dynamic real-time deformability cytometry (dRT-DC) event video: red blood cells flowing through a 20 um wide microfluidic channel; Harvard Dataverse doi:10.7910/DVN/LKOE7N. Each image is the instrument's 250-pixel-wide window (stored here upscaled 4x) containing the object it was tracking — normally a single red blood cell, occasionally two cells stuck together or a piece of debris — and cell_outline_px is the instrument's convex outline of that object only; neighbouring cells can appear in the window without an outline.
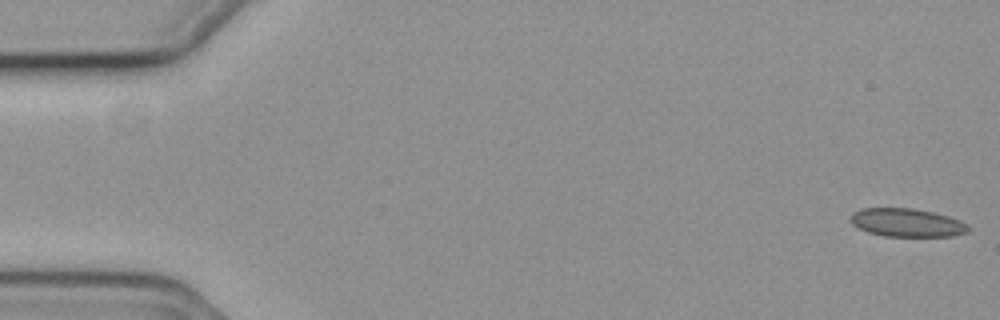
{"species": "common noctule bat (a hibernating species)", "species_latin": "Nyctalus noctula", "temperature_condition": "cold", "stored_images_in_passage": 11, "camera_frame_rate_fps": 3000, "um_per_image_px": 0.085, "animal": {"sex": "female", "body_mass_g": 19.3, "forearm_length_mm": 54.1}, "frame": {"image": 1, "passage_image": 1, "time_ms": 0.0, "image_size_px": [1000, 320], "cell_outline_px": [[968, 232], [952, 236], [884, 236], [868, 232], [852, 224], [852, 212], [864, 208], [912, 208], [932, 212], [948, 216], [960, 220], [968, 224]], "centroid_in_image_um": [77.11, 18.92], "position_along_channel_um": 7.9, "area_um2": 19.25}}